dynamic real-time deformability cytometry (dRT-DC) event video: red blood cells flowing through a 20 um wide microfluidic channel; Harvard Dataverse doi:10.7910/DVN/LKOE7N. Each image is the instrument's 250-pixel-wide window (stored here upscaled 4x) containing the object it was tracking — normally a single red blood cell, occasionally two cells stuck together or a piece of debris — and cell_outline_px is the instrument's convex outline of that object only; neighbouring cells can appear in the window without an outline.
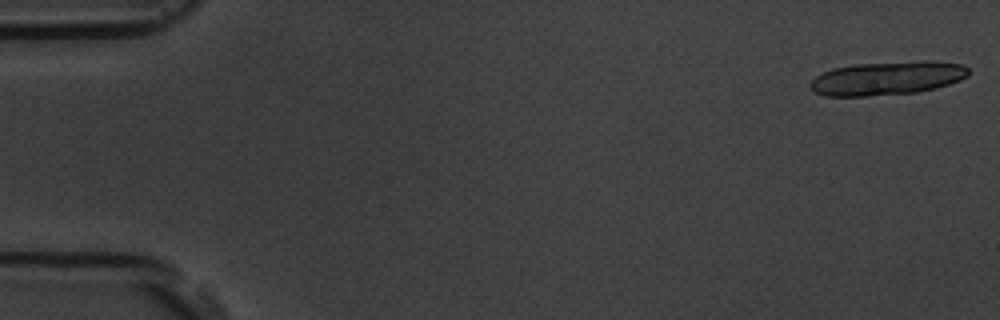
{"species": "common noctule bat (a hibernating species)", "species_latin": "Nyctalus noctula", "temperature_condition": "room temperature", "stored_images_in_passage": 8, "segment_of_instrument_passage": [1, 2], "camera_frame_rate_fps": 3000, "um_per_image_px": 0.085, "animal": {"sex": "male", "body_mass_g": 19.5, "forearm_length_mm": 54.6}, "frame": {"image": 1, "passage_image": 1, "time_ms": 0.0, "image_size_px": [1000, 320], "cell_outline_px": [[968, 76], [960, 80], [936, 88], [916, 92], [864, 96], [824, 96], [812, 92], [808, 84], [816, 76], [832, 68], [856, 64], [924, 60], [932, 60], [964, 64], [968, 68]], "centroid_in_image_um": [75.41, 6.64], "position_along_channel_um": 9.6, "area_um2": 31.27}}